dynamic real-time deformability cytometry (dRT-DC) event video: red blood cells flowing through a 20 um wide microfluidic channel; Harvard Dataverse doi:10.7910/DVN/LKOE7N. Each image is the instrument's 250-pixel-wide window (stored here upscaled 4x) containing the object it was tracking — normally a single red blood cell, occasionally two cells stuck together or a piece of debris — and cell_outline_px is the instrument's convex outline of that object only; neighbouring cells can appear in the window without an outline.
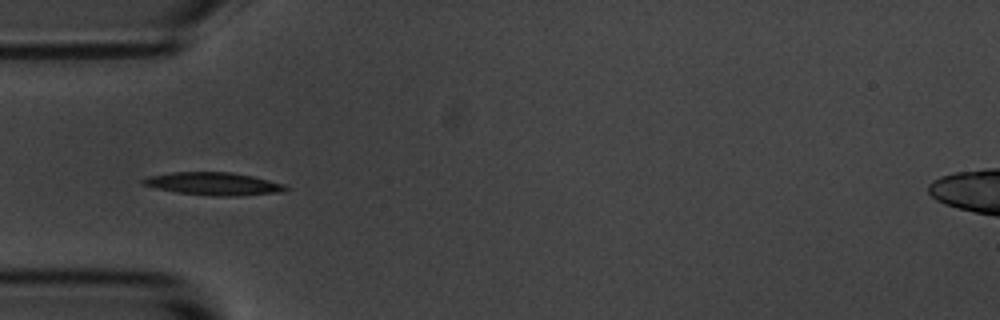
{"species": "common noctule bat (a hibernating species)", "species_latin": "Nyctalus noctula", "temperature_condition": "room temperature", "stored_images_in_passage": 9, "camera_frame_rate_fps": 3000, "um_per_image_px": 0.085, "animal": {"sex": "male", "body_mass_g": 20.1, "forearm_length_mm": 53.5}, "frame": {"image": 1, "passage_image": 1, "time_ms": 0.0, "image_size_px": [1000, 320], "cell_outline_px": [[288, 188], [284, 192], [236, 196], [212, 196], [176, 192], [156, 188], [144, 184], [140, 180], [148, 176], [172, 172], [232, 172], [252, 176], [284, 184]], "centroid_in_image_um": [18.16, 15.62], "position_along_channel_um": 66.8, "area_um2": 18.9}}
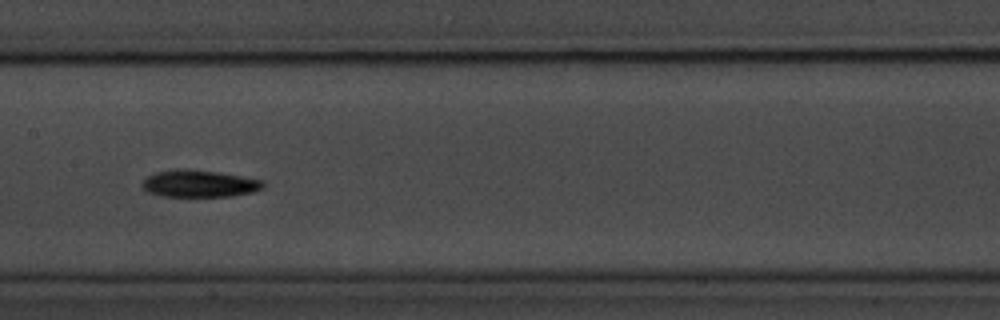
{"frame": {"image": 2, "passage_image": 4, "time_ms": 3.333, "image_size_px": [1000, 320], "cell_outline_px": [[264, 188], [252, 192], [232, 196], [160, 196], [148, 192], [140, 184], [148, 176], [156, 172], [176, 168], [184, 168], [216, 172], [264, 180]], "centroid_in_image_um": [16.93, 15.6], "position_along_channel_um": 190.5, "area_um2": 19.07}}
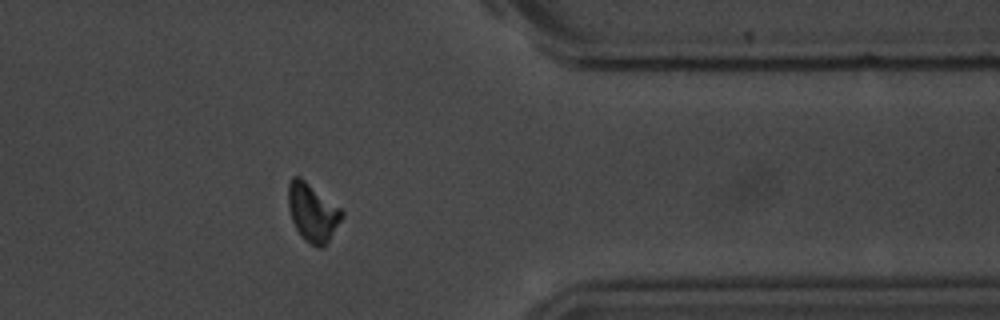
{"frame": {"image": 3, "passage_image": 9, "time_ms": 9.0, "image_size_px": [1000, 320], "cell_outline_px": [[344, 216], [324, 248], [316, 248], [304, 240], [300, 236], [292, 220], [288, 208], [288, 184], [292, 176], [300, 176], [340, 208], [344, 212]], "centroid_in_image_um": [26.56, 18.08], "position_along_channel_um": 384.8, "area_um2": 18.32}}